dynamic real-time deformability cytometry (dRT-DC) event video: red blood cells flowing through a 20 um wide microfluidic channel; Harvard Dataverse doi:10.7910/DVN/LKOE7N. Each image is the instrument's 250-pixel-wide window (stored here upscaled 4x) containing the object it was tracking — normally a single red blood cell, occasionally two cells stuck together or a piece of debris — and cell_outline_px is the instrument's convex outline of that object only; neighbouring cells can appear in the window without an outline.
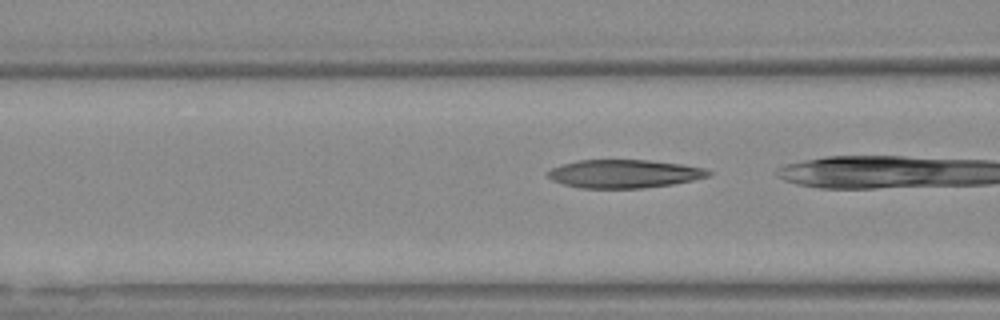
{"species": "Egyptian fruit bat (a non-hibernating species)", "species_latin": "Rousettus aegyptiacus", "temperature_condition": "warm", "stored_images_in_passage": 24, "camera_frame_rate_fps": 3000, "um_per_image_px": 0.085, "animal": {"sex": "female"}, "frame": {"image": 1, "passage_image": 4, "time_ms": 1.0, "image_size_px": [1000, 320], "cell_outline_px": [[712, 172], [708, 176], [692, 180], [672, 184], [640, 188], [580, 188], [564, 184], [552, 180], [548, 176], [548, 172], [552, 168], [576, 160], [648, 160], [680, 164], [704, 168]], "centroid_in_image_um": [53.04, 14.77], "position_along_channel_um": 113.6, "area_um2": 26.18}}